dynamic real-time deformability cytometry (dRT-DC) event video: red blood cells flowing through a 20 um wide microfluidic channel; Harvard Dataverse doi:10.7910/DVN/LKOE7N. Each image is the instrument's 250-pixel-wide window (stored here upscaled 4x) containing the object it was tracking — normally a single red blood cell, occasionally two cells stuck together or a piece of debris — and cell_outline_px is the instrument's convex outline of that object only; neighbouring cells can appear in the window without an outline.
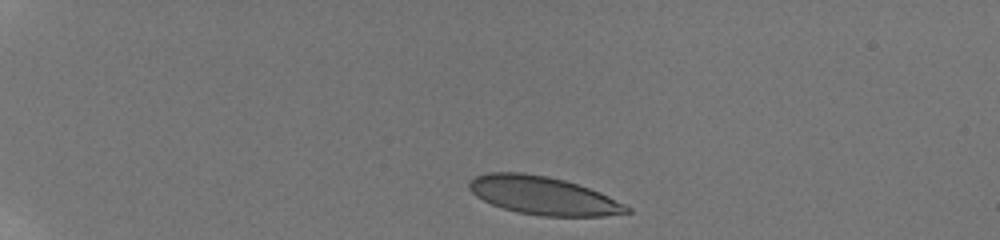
{"species": "human", "species_latin": "Homo sapiens", "temperature_condition": "room temperature", "stored_images_in_passage": 12, "camera_frame_rate_fps": 3000, "um_per_image_px": 0.085, "donor": {"sex": "male"}, "frame": {"image": 1, "passage_image": 1, "time_ms": 0.0, "image_size_px": [1000, 240], "cell_outline_px": [[632, 212], [604, 216], [540, 216], [516, 212], [492, 204], [476, 196], [468, 188], [468, 184], [476, 176], [488, 172], [524, 172], [548, 176], [564, 180], [600, 192], [632, 208]], "centroid_in_image_um": [46.17, 16.62], "position_along_channel_um": 38.8, "area_um2": 34.97}}
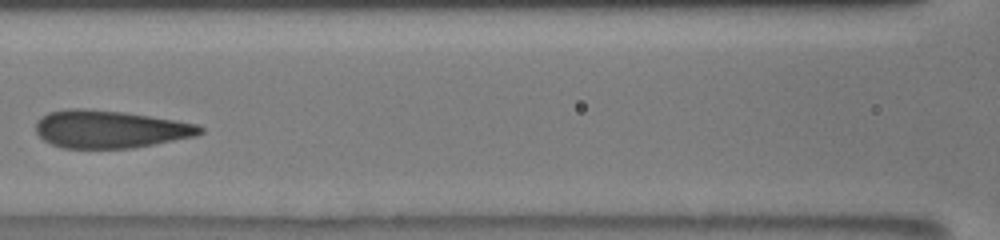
{"frame": {"image": 2, "passage_image": 9, "time_ms": 5.333, "image_size_px": [1000, 240], "cell_outline_px": [[204, 132], [196, 136], [132, 148], [64, 148], [52, 144], [44, 140], [36, 132], [36, 120], [40, 116], [48, 112], [68, 108], [84, 108], [124, 112], [176, 120], [200, 124], [204, 128]], "centroid_in_image_um": [9.35, 10.97], "position_along_channel_um": 157.2, "area_um2": 36.3}}